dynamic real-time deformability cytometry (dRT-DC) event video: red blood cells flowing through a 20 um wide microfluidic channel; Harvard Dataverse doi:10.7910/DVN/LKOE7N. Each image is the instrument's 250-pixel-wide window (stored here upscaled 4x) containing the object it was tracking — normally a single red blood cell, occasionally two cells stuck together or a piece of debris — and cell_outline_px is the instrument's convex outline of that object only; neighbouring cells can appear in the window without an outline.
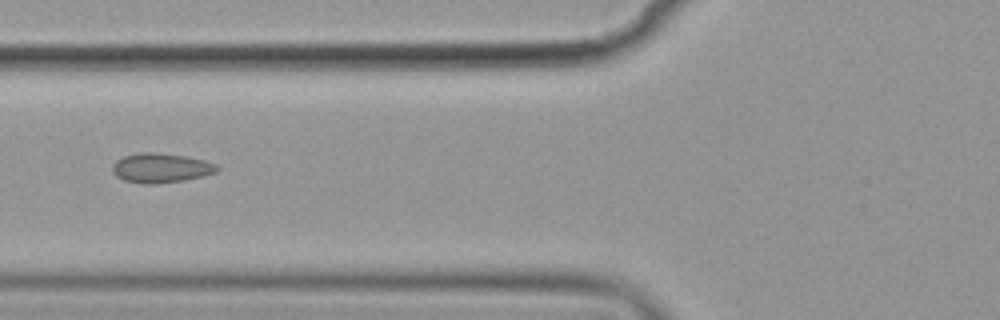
{"species": "common noctule bat (a hibernating species)", "species_latin": "Nyctalus noctula", "temperature_condition": "cold", "stored_images_in_passage": 9, "camera_frame_rate_fps": 3000, "um_per_image_px": 0.085, "animal": {"sex": "female", "body_mass_g": 19.9}, "frame": {"image": 1, "passage_image": 6, "time_ms": 6.0, "image_size_px": [1000, 320], "cell_outline_px": [[220, 168], [216, 172], [204, 176], [184, 180], [156, 184], [144, 184], [124, 180], [116, 176], [112, 172], [112, 164], [116, 160], [124, 156], [140, 152], [156, 152], [184, 156], [204, 160], [216, 164]], "centroid_in_image_um": [13.66, 14.28], "position_along_channel_um": 112.1, "area_um2": 18.09}}
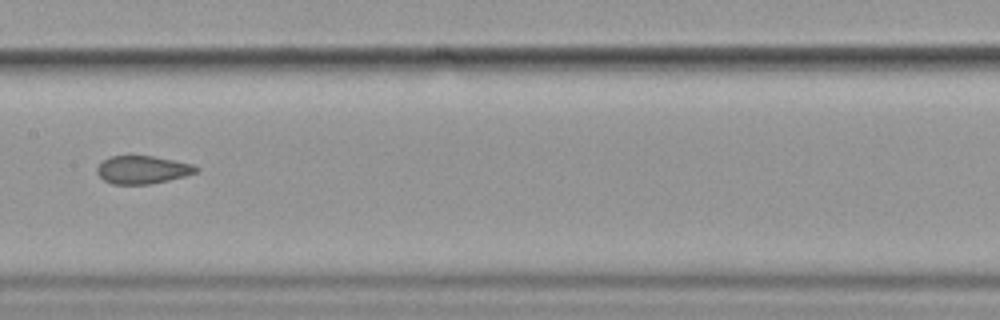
{"frame": {"image": 2, "passage_image": 8, "time_ms": 8.333, "image_size_px": [1000, 320], "cell_outline_px": [[200, 168], [196, 172], [184, 176], [152, 184], [112, 184], [104, 180], [96, 172], [96, 168], [104, 160], [112, 156], [152, 156], [192, 164]], "centroid_in_image_um": [12.1, 14.44], "position_along_channel_um": 195.3, "area_um2": 15.95}}
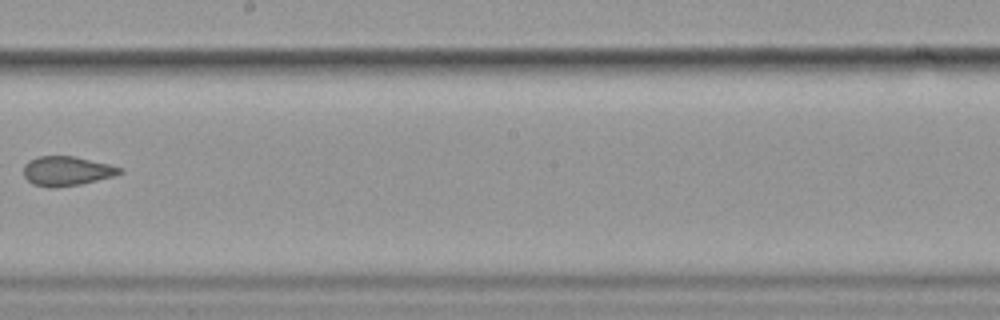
{"frame": {"image": 3, "passage_image": 9, "time_ms": 9.667, "image_size_px": [1000, 320], "cell_outline_px": [[124, 172], [112, 176], [80, 184], [56, 188], [48, 188], [32, 184], [24, 176], [24, 164], [28, 160], [36, 156], [72, 156], [108, 164], [124, 168]], "centroid_in_image_um": [5.64, 14.54], "position_along_channel_um": 242.6, "area_um2": 16.53}}